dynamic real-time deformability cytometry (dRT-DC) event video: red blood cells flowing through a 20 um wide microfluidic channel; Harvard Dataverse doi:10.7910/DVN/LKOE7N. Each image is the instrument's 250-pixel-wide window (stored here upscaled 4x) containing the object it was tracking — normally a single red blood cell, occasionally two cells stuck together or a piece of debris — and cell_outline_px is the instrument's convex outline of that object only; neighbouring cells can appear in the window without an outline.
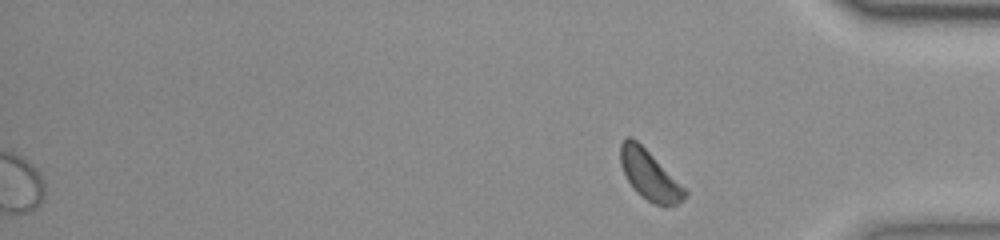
{"species": "common noctule bat (a hibernating species)", "species_latin": "Nyctalus noctula", "temperature_condition": "room temperature", "stored_images_in_passage": 43, "segment_of_instrument_passage": [2, 2], "camera_frame_rate_fps": 3000, "um_per_image_px": 0.085, "animal": {"sex": "female", "body_mass_g": 23.0, "forearm_length_mm": 53.4}, "frame": {"image": 1, "passage_image": 43, "time_ms": 14.0, "image_size_px": [1000, 240], "cell_outline_px": [[688, 196], [676, 204], [664, 208], [640, 196], [632, 188], [620, 164], [620, 144], [628, 136], [632, 136], [688, 192]], "centroid_in_image_um": [55.19, 14.92], "position_along_channel_um": 380.0, "area_um2": 18.21}}